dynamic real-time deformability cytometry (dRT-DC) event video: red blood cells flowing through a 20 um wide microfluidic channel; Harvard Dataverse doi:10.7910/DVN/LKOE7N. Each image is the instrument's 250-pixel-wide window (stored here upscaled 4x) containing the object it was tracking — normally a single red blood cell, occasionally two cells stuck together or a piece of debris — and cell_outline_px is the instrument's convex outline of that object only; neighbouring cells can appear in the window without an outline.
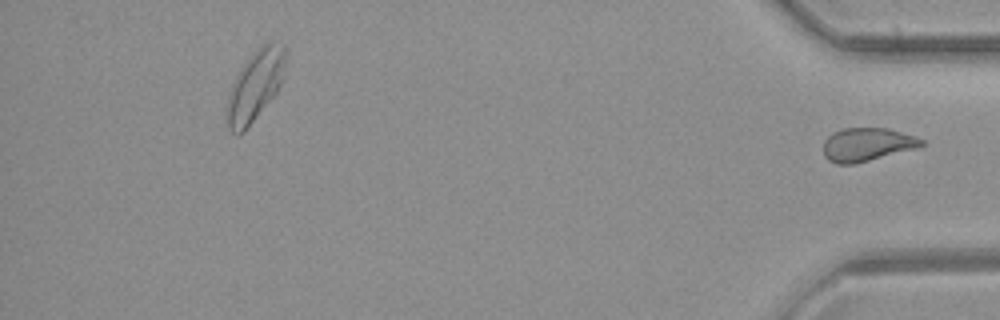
{"species": "common noctule bat (a hibernating species)", "species_latin": "Nyctalus noctula", "temperature_condition": "room temperature", "stored_images_in_passage": 35, "segment_of_instrument_passage": [2, 2], "camera_frame_rate_fps": 3000, "um_per_image_px": 0.085, "animal": {"sex": "female", "body_mass_g": 21.9}, "frame": {"image": 1, "passage_image": 35, "time_ms": 11.333, "image_size_px": [1000, 320], "cell_outline_px": [[924, 144], [916, 148], [852, 164], [836, 164], [828, 160], [824, 156], [824, 140], [832, 132], [844, 128], [884, 128], [916, 136], [924, 140]], "centroid_in_image_um": [73.66, 12.28], "position_along_channel_um": 361.5, "area_um2": 18.84}}